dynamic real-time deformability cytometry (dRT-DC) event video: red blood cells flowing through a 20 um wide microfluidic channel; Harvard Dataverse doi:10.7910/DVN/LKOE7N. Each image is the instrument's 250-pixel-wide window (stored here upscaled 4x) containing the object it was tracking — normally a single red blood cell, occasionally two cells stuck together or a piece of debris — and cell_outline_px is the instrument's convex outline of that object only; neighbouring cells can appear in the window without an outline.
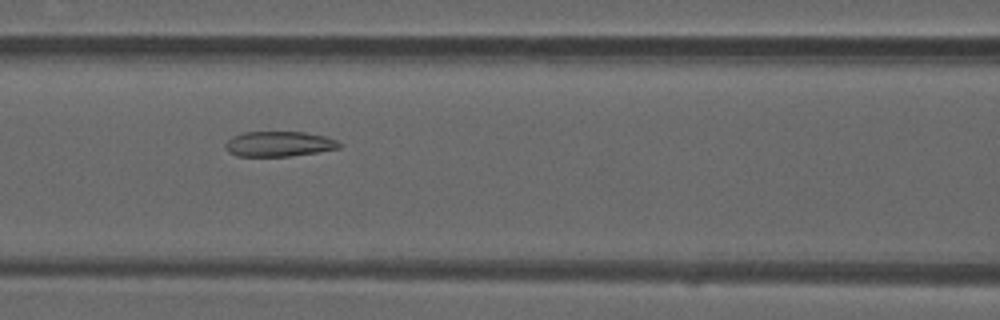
{"species": "common noctule bat (a hibernating species)", "species_latin": "Nyctalus noctula", "temperature_condition": "warm", "stored_images_in_passage": 50, "camera_frame_rate_fps": 3000, "um_per_image_px": 0.085, "animal": {"sex": "male", "forearm_length_mm": 52.5}, "frame": {"image": 1, "passage_image": 21, "time_ms": 6.667, "image_size_px": [1000, 320], "cell_outline_px": [[344, 144], [340, 148], [316, 152], [288, 156], [236, 156], [228, 152], [224, 148], [224, 144], [232, 136], [244, 132], [304, 132], [328, 136]], "centroid_in_image_um": [23.72, 12.23], "position_along_channel_um": 142.9, "area_um2": 16.88}}
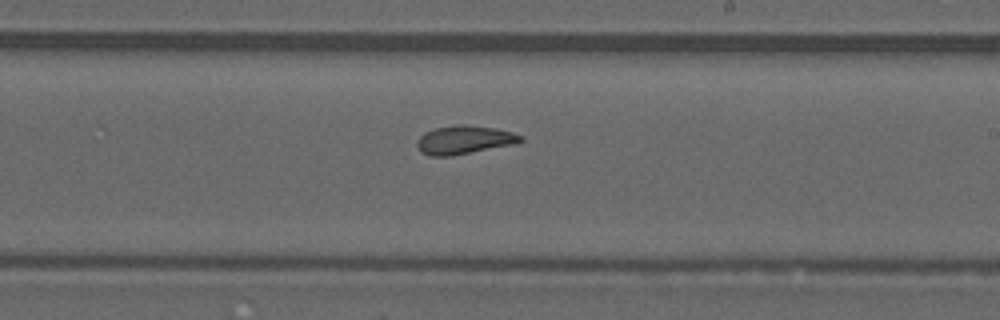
{"frame": {"image": 2, "passage_image": 29, "time_ms": 9.333, "image_size_px": [1000, 320], "cell_outline_px": [[524, 140], [516, 144], [452, 156], [428, 156], [420, 152], [416, 148], [416, 140], [424, 132], [436, 128], [456, 124], [468, 124], [492, 128], [512, 132], [524, 136]], "centroid_in_image_um": [39.44, 11.9], "position_along_channel_um": 249.6, "area_um2": 17.51}}
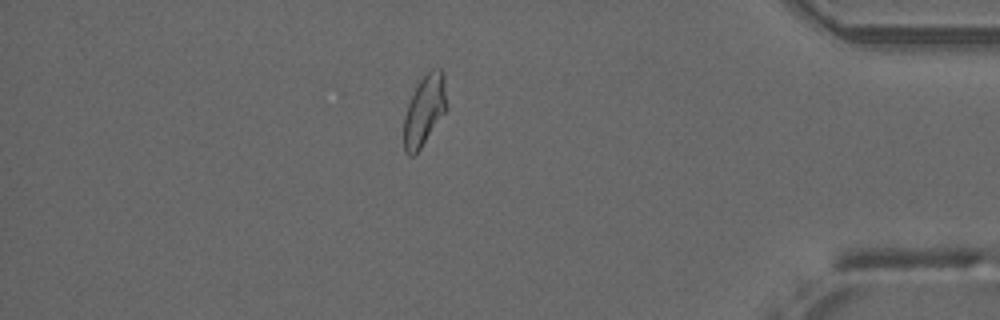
{"frame": {"image": 3, "passage_image": 43, "time_ms": 14.0, "image_size_px": [1000, 320], "cell_outline_px": [[444, 112], [420, 148], [412, 156], [408, 156], [404, 152], [404, 116], [408, 104], [416, 84], [432, 68], [440, 68], [444, 72]], "centroid_in_image_um": [36.02, 9.37], "position_along_channel_um": 399.2, "area_um2": 16.94}, "authors_computed_cell_mechanics": {"area_um2": 17.7446, "velocity_mm_per_s": 4.0185, "shape_relaxation_time_tau1_ms": null, "shape_relaxation_time_tau2_ms": 2.2346, "deformation_change_tau1": null, "deformation_change_tau2": 0.096}}